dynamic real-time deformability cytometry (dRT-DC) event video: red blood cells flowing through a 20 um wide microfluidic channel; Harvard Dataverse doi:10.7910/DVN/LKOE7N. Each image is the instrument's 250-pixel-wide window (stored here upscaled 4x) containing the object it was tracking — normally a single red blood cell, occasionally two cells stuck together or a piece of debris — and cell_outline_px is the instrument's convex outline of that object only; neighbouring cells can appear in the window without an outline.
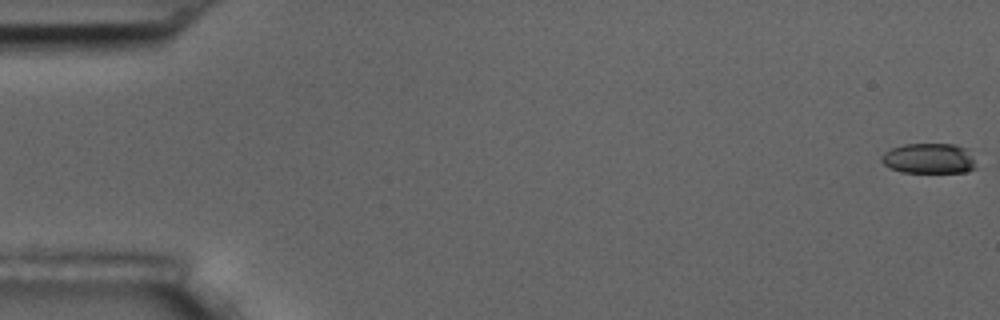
{"species": "common noctule bat (a hibernating species)", "species_latin": "Nyctalus noctula", "temperature_condition": "room temperature", "stored_images_in_passage": 7, "camera_frame_rate_fps": 3000, "um_per_image_px": 0.085, "animal": {"sex": "male", "body_mass_g": 17.5, "forearm_length_mm": 52.3}, "frame": {"image": 1, "passage_image": 1, "time_ms": 0.0, "image_size_px": [1000, 320], "cell_outline_px": [[976, 168], [964, 172], [900, 172], [884, 164], [880, 160], [880, 156], [884, 152], [892, 148], [904, 144], [952, 144], [968, 148]], "centroid_in_image_um": [78.94, 13.46], "position_along_channel_um": 6.1, "area_um2": 16.65}}
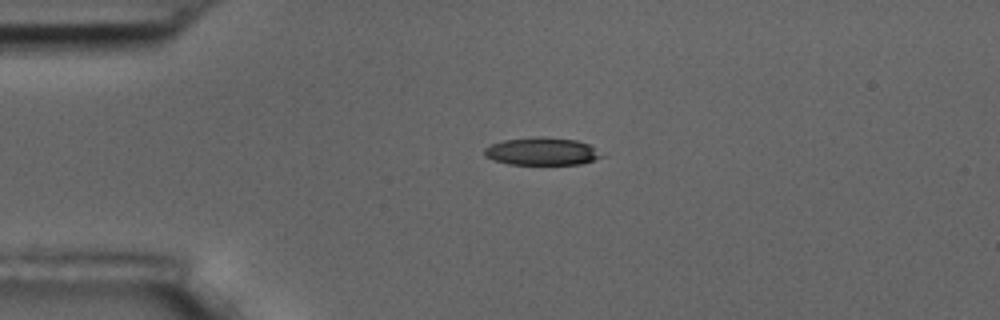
{"frame": {"image": 2, "passage_image": 5, "time_ms": 4.333, "image_size_px": [1000, 320], "cell_outline_px": [[604, 156], [580, 164], [508, 164], [492, 160], [484, 156], [484, 148], [492, 144], [504, 140], [536, 136], [540, 136], [576, 140], [588, 144]], "centroid_in_image_um": [46.01, 12.86], "position_along_channel_um": 39.0, "area_um2": 18.79}}